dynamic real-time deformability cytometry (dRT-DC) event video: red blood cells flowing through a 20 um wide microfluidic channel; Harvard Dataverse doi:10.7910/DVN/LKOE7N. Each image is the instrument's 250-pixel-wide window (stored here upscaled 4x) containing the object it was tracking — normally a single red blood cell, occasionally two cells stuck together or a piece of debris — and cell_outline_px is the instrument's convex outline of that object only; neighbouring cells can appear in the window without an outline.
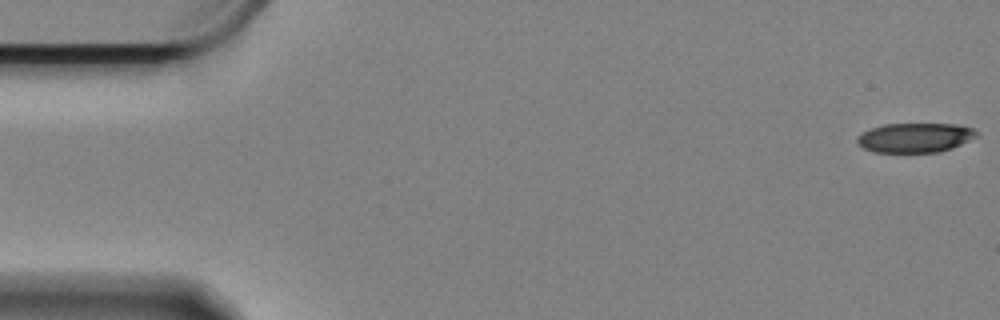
{"species": "Egyptian fruit bat (a non-hibernating species)", "species_latin": "Rousettus aegyptiacus", "temperature_condition": "cold", "stored_images_in_passage": 51, "camera_frame_rate_fps": 3000, "um_per_image_px": 0.085, "animal": {"sex": "female"}, "frame": {"image": 1, "passage_image": 1, "time_ms": 0.0, "image_size_px": [1000, 320], "cell_outline_px": [[980, 136], [952, 148], [936, 152], [872, 152], [864, 148], [856, 140], [864, 132], [872, 128], [884, 124], [956, 124], [972, 128], [980, 132]], "centroid_in_image_um": [77.85, 11.7], "position_along_channel_um": 7.1, "area_um2": 20.46}}
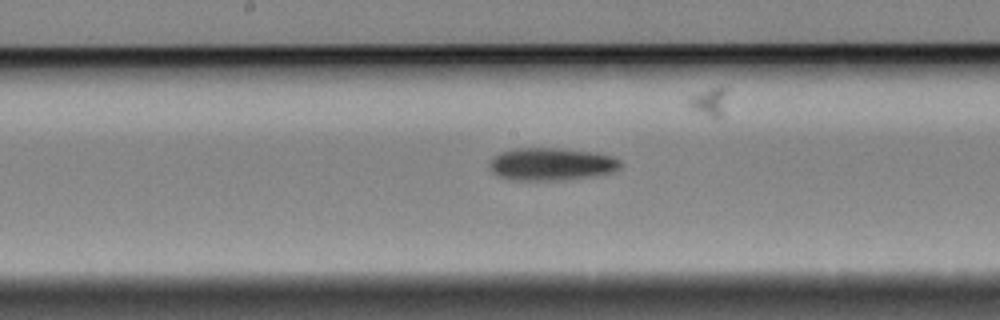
{"frame": {"image": 2, "passage_image": 30, "time_ms": 9.667, "image_size_px": [1000, 320], "cell_outline_px": [[620, 168], [612, 172], [596, 176], [560, 180], [512, 180], [496, 176], [492, 172], [488, 164], [500, 152], [512, 148], [564, 148], [592, 152], [612, 156], [620, 160]], "centroid_in_image_um": [46.85, 13.95], "position_along_channel_um": 201.3, "area_um2": 25.09}}
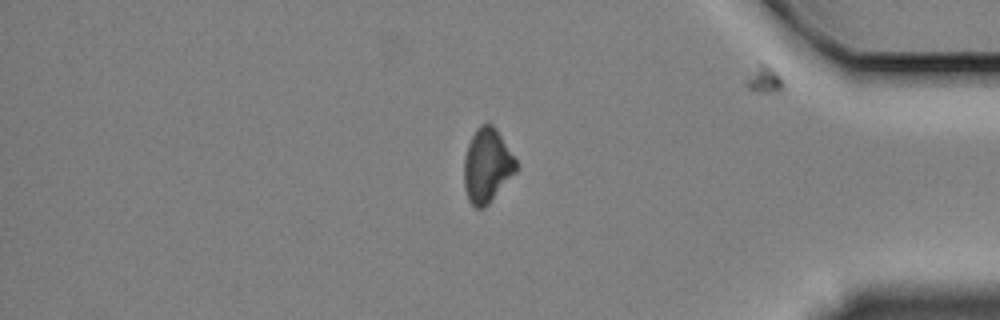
{"frame": {"image": 3, "passage_image": 50, "time_ms": 16.333, "image_size_px": [1000, 320], "cell_outline_px": [[516, 172], [488, 204], [484, 208], [476, 208], [468, 200], [464, 188], [464, 156], [468, 144], [476, 128], [480, 124], [492, 124], [496, 128], [516, 160]], "centroid_in_image_um": [41.38, 14.07], "position_along_channel_um": 393.8, "area_um2": 22.37}}